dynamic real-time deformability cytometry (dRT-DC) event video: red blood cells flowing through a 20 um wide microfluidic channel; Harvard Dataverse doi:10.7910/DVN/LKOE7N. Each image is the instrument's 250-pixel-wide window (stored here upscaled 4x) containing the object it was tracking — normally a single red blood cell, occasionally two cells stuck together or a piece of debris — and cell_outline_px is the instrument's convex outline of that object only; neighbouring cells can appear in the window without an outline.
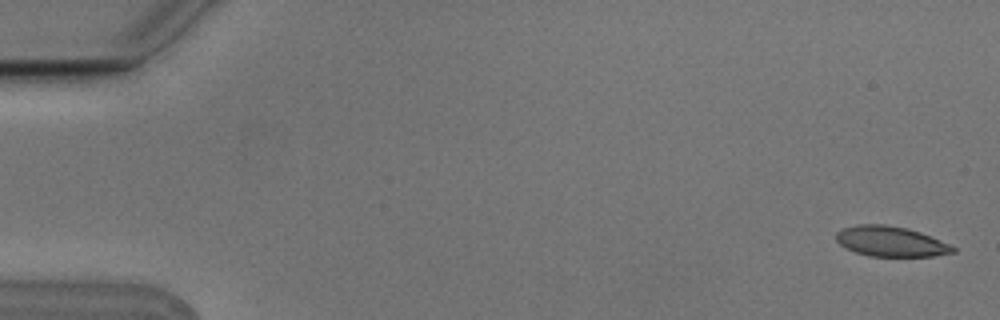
{"species": "Egyptian fruit bat (a non-hibernating species)", "species_latin": "Rousettus aegyptiacus", "temperature_condition": "cold", "stored_images_in_passage": 5, "camera_frame_rate_fps": 3000, "um_per_image_px": 0.085, "animal": {"sex": "male"}, "frame": {"image": 1, "passage_image": 1, "time_ms": 0.0, "image_size_px": [1000, 320], "cell_outline_px": [[956, 252], [932, 256], [868, 256], [856, 252], [840, 244], [836, 240], [836, 232], [844, 228], [856, 224], [884, 224], [908, 228], [920, 232], [940, 240], [956, 248]], "centroid_in_image_um": [75.71, 20.51], "position_along_channel_um": 9.3, "area_um2": 20.46}}